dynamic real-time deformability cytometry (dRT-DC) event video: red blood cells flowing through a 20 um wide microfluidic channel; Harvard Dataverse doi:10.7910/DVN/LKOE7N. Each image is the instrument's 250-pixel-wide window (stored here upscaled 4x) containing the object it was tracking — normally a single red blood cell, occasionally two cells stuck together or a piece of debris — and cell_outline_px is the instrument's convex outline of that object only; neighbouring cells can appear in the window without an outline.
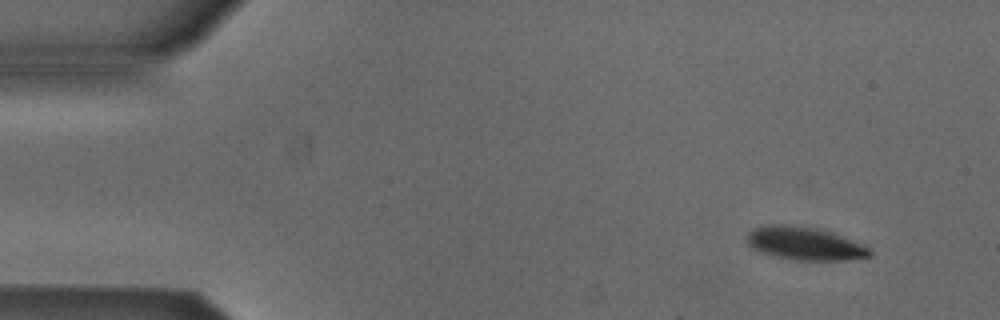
{"species": "Egyptian fruit bat (a non-hibernating species)", "species_latin": "Rousettus aegyptiacus", "temperature_condition": "cold", "stored_images_in_passage": 49, "camera_frame_rate_fps": 3000, "um_per_image_px": 0.085, "animal": {"sex": "male"}, "frame": {"image": 1, "passage_image": 1, "time_ms": 0.0, "image_size_px": [1000, 320], "cell_outline_px": [[872, 256], [848, 260], [792, 260], [772, 256], [760, 252], [752, 248], [748, 244], [748, 232], [752, 228], [764, 224], [784, 224], [824, 228], [864, 244], [872, 252]], "centroid_in_image_um": [68.41, 20.68], "position_along_channel_um": 16.6, "area_um2": 24.33}}
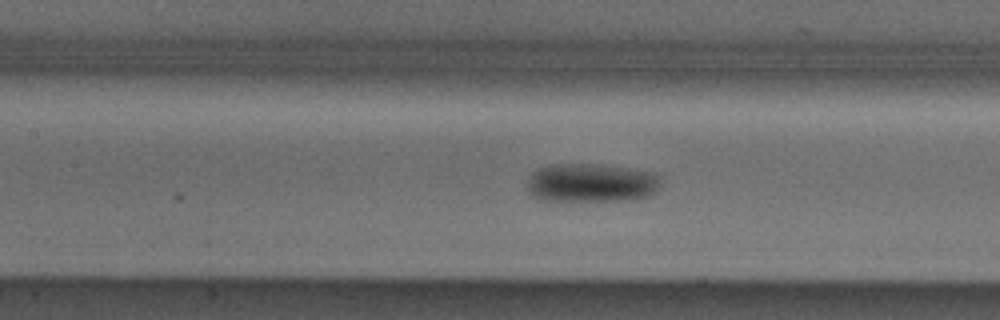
{"frame": {"image": 2, "passage_image": 20, "time_ms": 6.333, "image_size_px": [1000, 320], "cell_outline_px": [[660, 184], [656, 192], [648, 196], [628, 200], [540, 200], [532, 196], [528, 192], [528, 176], [532, 172], [540, 168], [556, 164], [592, 164], [628, 168], [648, 172], [660, 176]], "centroid_in_image_um": [50.23, 15.55], "position_along_channel_um": 157.2, "area_um2": 29.94}}
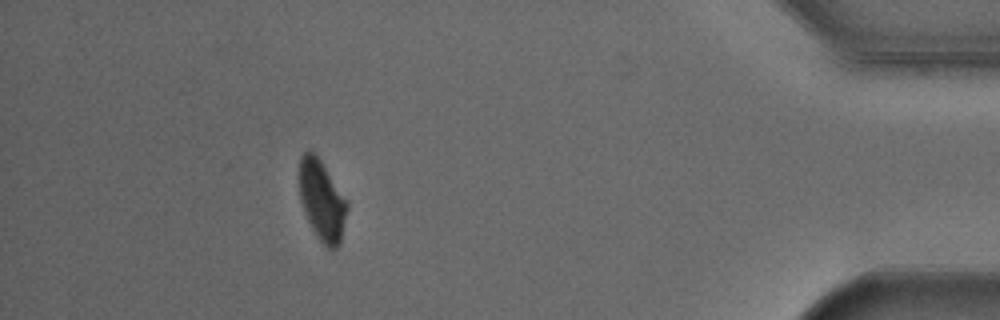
{"frame": {"image": 3, "passage_image": 44, "time_ms": 14.333, "image_size_px": [1000, 320], "cell_outline_px": [[348, 208], [340, 244], [332, 252], [316, 236], [304, 212], [300, 200], [300, 156], [304, 152], [312, 152], [320, 160], [348, 204]], "centroid_in_image_um": [27.36, 17.11], "position_along_channel_um": 407.8, "area_um2": 21.91}, "authors_computed_cell_mechanics": {"area_um2": 25.8944, "velocity_mm_per_s": 3.8497, "shape_relaxation_time_tau1_ms": 6.0696, "shape_relaxation_time_tau2_ms": null, "deformation_change_tau1": 0.1293, "deformation_change_tau2": null}}